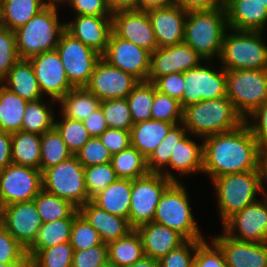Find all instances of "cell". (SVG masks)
Segmentation results:
<instances>
[{"instance_id":"6da1fadb","label":"cell","mask_w":267,"mask_h":267,"mask_svg":"<svg viewBox=\"0 0 267 267\" xmlns=\"http://www.w3.org/2000/svg\"><path fill=\"white\" fill-rule=\"evenodd\" d=\"M260 149L249 126L203 138V173L210 179L258 170Z\"/></svg>"},{"instance_id":"7a4b0ae2","label":"cell","mask_w":267,"mask_h":267,"mask_svg":"<svg viewBox=\"0 0 267 267\" xmlns=\"http://www.w3.org/2000/svg\"><path fill=\"white\" fill-rule=\"evenodd\" d=\"M182 123L189 134L203 139L239 128L245 119L225 96L185 107Z\"/></svg>"},{"instance_id":"3957f363","label":"cell","mask_w":267,"mask_h":267,"mask_svg":"<svg viewBox=\"0 0 267 267\" xmlns=\"http://www.w3.org/2000/svg\"><path fill=\"white\" fill-rule=\"evenodd\" d=\"M229 30L225 9L189 11L183 42L206 61L220 57L223 39Z\"/></svg>"},{"instance_id":"277c9868","label":"cell","mask_w":267,"mask_h":267,"mask_svg":"<svg viewBox=\"0 0 267 267\" xmlns=\"http://www.w3.org/2000/svg\"><path fill=\"white\" fill-rule=\"evenodd\" d=\"M58 5L48 4L25 25L15 30L16 50L20 59L55 50L65 22L58 19Z\"/></svg>"},{"instance_id":"5b68a950","label":"cell","mask_w":267,"mask_h":267,"mask_svg":"<svg viewBox=\"0 0 267 267\" xmlns=\"http://www.w3.org/2000/svg\"><path fill=\"white\" fill-rule=\"evenodd\" d=\"M223 39L220 65L227 70L267 69V45L263 31L229 29Z\"/></svg>"},{"instance_id":"8992f818","label":"cell","mask_w":267,"mask_h":267,"mask_svg":"<svg viewBox=\"0 0 267 267\" xmlns=\"http://www.w3.org/2000/svg\"><path fill=\"white\" fill-rule=\"evenodd\" d=\"M189 202L183 182H172L159 200L153 222L177 231L186 240H203Z\"/></svg>"},{"instance_id":"52a82bcc","label":"cell","mask_w":267,"mask_h":267,"mask_svg":"<svg viewBox=\"0 0 267 267\" xmlns=\"http://www.w3.org/2000/svg\"><path fill=\"white\" fill-rule=\"evenodd\" d=\"M222 224L234 213L258 200L261 192L259 170L231 173L211 180Z\"/></svg>"},{"instance_id":"ba28073f","label":"cell","mask_w":267,"mask_h":267,"mask_svg":"<svg viewBox=\"0 0 267 267\" xmlns=\"http://www.w3.org/2000/svg\"><path fill=\"white\" fill-rule=\"evenodd\" d=\"M227 97L246 120L267 102V69L227 70Z\"/></svg>"},{"instance_id":"9c48e42d","label":"cell","mask_w":267,"mask_h":267,"mask_svg":"<svg viewBox=\"0 0 267 267\" xmlns=\"http://www.w3.org/2000/svg\"><path fill=\"white\" fill-rule=\"evenodd\" d=\"M42 182L44 190L69 201L77 209L91 201L85 186L84 167L74 155L45 169Z\"/></svg>"},{"instance_id":"30bf717a","label":"cell","mask_w":267,"mask_h":267,"mask_svg":"<svg viewBox=\"0 0 267 267\" xmlns=\"http://www.w3.org/2000/svg\"><path fill=\"white\" fill-rule=\"evenodd\" d=\"M171 183L161 173L153 172L132 180L129 224L133 229L153 222L159 200Z\"/></svg>"},{"instance_id":"8fae6325","label":"cell","mask_w":267,"mask_h":267,"mask_svg":"<svg viewBox=\"0 0 267 267\" xmlns=\"http://www.w3.org/2000/svg\"><path fill=\"white\" fill-rule=\"evenodd\" d=\"M207 62L183 73L185 89L179 101L182 109L200 101L227 96L226 70L222 66L214 70L210 60Z\"/></svg>"},{"instance_id":"7c38bea8","label":"cell","mask_w":267,"mask_h":267,"mask_svg":"<svg viewBox=\"0 0 267 267\" xmlns=\"http://www.w3.org/2000/svg\"><path fill=\"white\" fill-rule=\"evenodd\" d=\"M73 87H85L101 55L64 31L55 48Z\"/></svg>"},{"instance_id":"4fadbf2b","label":"cell","mask_w":267,"mask_h":267,"mask_svg":"<svg viewBox=\"0 0 267 267\" xmlns=\"http://www.w3.org/2000/svg\"><path fill=\"white\" fill-rule=\"evenodd\" d=\"M42 189L41 170L11 163L0 171V209L32 201Z\"/></svg>"},{"instance_id":"5bb4252c","label":"cell","mask_w":267,"mask_h":267,"mask_svg":"<svg viewBox=\"0 0 267 267\" xmlns=\"http://www.w3.org/2000/svg\"><path fill=\"white\" fill-rule=\"evenodd\" d=\"M223 227V233L230 238L267 243V198L258 199L234 213L223 223Z\"/></svg>"},{"instance_id":"9a60e30c","label":"cell","mask_w":267,"mask_h":267,"mask_svg":"<svg viewBox=\"0 0 267 267\" xmlns=\"http://www.w3.org/2000/svg\"><path fill=\"white\" fill-rule=\"evenodd\" d=\"M150 52L112 32L101 57L110 65L131 74L138 81H148Z\"/></svg>"},{"instance_id":"2e32d148","label":"cell","mask_w":267,"mask_h":267,"mask_svg":"<svg viewBox=\"0 0 267 267\" xmlns=\"http://www.w3.org/2000/svg\"><path fill=\"white\" fill-rule=\"evenodd\" d=\"M138 82L134 76L110 65L101 57L85 87L102 101L126 98Z\"/></svg>"},{"instance_id":"e0dca14e","label":"cell","mask_w":267,"mask_h":267,"mask_svg":"<svg viewBox=\"0 0 267 267\" xmlns=\"http://www.w3.org/2000/svg\"><path fill=\"white\" fill-rule=\"evenodd\" d=\"M0 222L26 250L33 244L43 224L34 200L2 207Z\"/></svg>"},{"instance_id":"ac0fdd59","label":"cell","mask_w":267,"mask_h":267,"mask_svg":"<svg viewBox=\"0 0 267 267\" xmlns=\"http://www.w3.org/2000/svg\"><path fill=\"white\" fill-rule=\"evenodd\" d=\"M29 60L43 96L48 95L51 103L58 102L73 88L56 49L32 56Z\"/></svg>"},{"instance_id":"d6986e66","label":"cell","mask_w":267,"mask_h":267,"mask_svg":"<svg viewBox=\"0 0 267 267\" xmlns=\"http://www.w3.org/2000/svg\"><path fill=\"white\" fill-rule=\"evenodd\" d=\"M202 61L204 59L184 42L157 48L150 54L148 81L153 82L157 77L172 73H184L191 68L199 66Z\"/></svg>"},{"instance_id":"ffe728a7","label":"cell","mask_w":267,"mask_h":267,"mask_svg":"<svg viewBox=\"0 0 267 267\" xmlns=\"http://www.w3.org/2000/svg\"><path fill=\"white\" fill-rule=\"evenodd\" d=\"M113 32L153 53L157 48L155 33L148 13L138 10L118 11L112 14Z\"/></svg>"},{"instance_id":"44dd1931","label":"cell","mask_w":267,"mask_h":267,"mask_svg":"<svg viewBox=\"0 0 267 267\" xmlns=\"http://www.w3.org/2000/svg\"><path fill=\"white\" fill-rule=\"evenodd\" d=\"M65 31L102 55L113 32L112 16L75 15L65 22Z\"/></svg>"},{"instance_id":"7402d4cb","label":"cell","mask_w":267,"mask_h":267,"mask_svg":"<svg viewBox=\"0 0 267 267\" xmlns=\"http://www.w3.org/2000/svg\"><path fill=\"white\" fill-rule=\"evenodd\" d=\"M152 29L158 48L177 45L184 40L187 11L172 4L164 8L149 10Z\"/></svg>"},{"instance_id":"603a6c76","label":"cell","mask_w":267,"mask_h":267,"mask_svg":"<svg viewBox=\"0 0 267 267\" xmlns=\"http://www.w3.org/2000/svg\"><path fill=\"white\" fill-rule=\"evenodd\" d=\"M212 240L222 250L228 267H267V243L240 241L225 233Z\"/></svg>"},{"instance_id":"cb8c5ba5","label":"cell","mask_w":267,"mask_h":267,"mask_svg":"<svg viewBox=\"0 0 267 267\" xmlns=\"http://www.w3.org/2000/svg\"><path fill=\"white\" fill-rule=\"evenodd\" d=\"M228 28L236 31H266L267 8L254 0H225Z\"/></svg>"},{"instance_id":"d4e9b609","label":"cell","mask_w":267,"mask_h":267,"mask_svg":"<svg viewBox=\"0 0 267 267\" xmlns=\"http://www.w3.org/2000/svg\"><path fill=\"white\" fill-rule=\"evenodd\" d=\"M190 138L191 134L188 133L182 140L176 143L169 159V165L161 172L162 175L172 182H180V180L170 169L178 171V176L203 172V142L198 145V143H195Z\"/></svg>"},{"instance_id":"484cf974","label":"cell","mask_w":267,"mask_h":267,"mask_svg":"<svg viewBox=\"0 0 267 267\" xmlns=\"http://www.w3.org/2000/svg\"><path fill=\"white\" fill-rule=\"evenodd\" d=\"M136 230L141 237L145 256L158 261L186 241L177 231L155 222L143 224Z\"/></svg>"},{"instance_id":"4316f807","label":"cell","mask_w":267,"mask_h":267,"mask_svg":"<svg viewBox=\"0 0 267 267\" xmlns=\"http://www.w3.org/2000/svg\"><path fill=\"white\" fill-rule=\"evenodd\" d=\"M78 212L98 231L102 242L106 244L126 236L133 230L128 219L112 215L91 201L82 205Z\"/></svg>"},{"instance_id":"83f0119b","label":"cell","mask_w":267,"mask_h":267,"mask_svg":"<svg viewBox=\"0 0 267 267\" xmlns=\"http://www.w3.org/2000/svg\"><path fill=\"white\" fill-rule=\"evenodd\" d=\"M3 82L6 88L28 102L44 98L29 59H19Z\"/></svg>"},{"instance_id":"f1b7e54d","label":"cell","mask_w":267,"mask_h":267,"mask_svg":"<svg viewBox=\"0 0 267 267\" xmlns=\"http://www.w3.org/2000/svg\"><path fill=\"white\" fill-rule=\"evenodd\" d=\"M131 190L132 180L118 178L95 195L91 202L98 208L129 221Z\"/></svg>"},{"instance_id":"f546056e","label":"cell","mask_w":267,"mask_h":267,"mask_svg":"<svg viewBox=\"0 0 267 267\" xmlns=\"http://www.w3.org/2000/svg\"><path fill=\"white\" fill-rule=\"evenodd\" d=\"M175 124L160 120H148L133 124L130 130L131 146L146 159L158 147Z\"/></svg>"},{"instance_id":"4dcf8cb0","label":"cell","mask_w":267,"mask_h":267,"mask_svg":"<svg viewBox=\"0 0 267 267\" xmlns=\"http://www.w3.org/2000/svg\"><path fill=\"white\" fill-rule=\"evenodd\" d=\"M100 102L86 87H73L57 104L61 116L83 122L100 107Z\"/></svg>"},{"instance_id":"1f68e13d","label":"cell","mask_w":267,"mask_h":267,"mask_svg":"<svg viewBox=\"0 0 267 267\" xmlns=\"http://www.w3.org/2000/svg\"><path fill=\"white\" fill-rule=\"evenodd\" d=\"M41 135L18 131L11 133V159L16 165L40 170Z\"/></svg>"},{"instance_id":"d6a6232c","label":"cell","mask_w":267,"mask_h":267,"mask_svg":"<svg viewBox=\"0 0 267 267\" xmlns=\"http://www.w3.org/2000/svg\"><path fill=\"white\" fill-rule=\"evenodd\" d=\"M107 246L108 261L117 267L132 265L145 256L142 240L136 229L124 237L109 242Z\"/></svg>"},{"instance_id":"836d02e7","label":"cell","mask_w":267,"mask_h":267,"mask_svg":"<svg viewBox=\"0 0 267 267\" xmlns=\"http://www.w3.org/2000/svg\"><path fill=\"white\" fill-rule=\"evenodd\" d=\"M47 5L45 0H5L0 9L2 26L15 31Z\"/></svg>"},{"instance_id":"e575fe53","label":"cell","mask_w":267,"mask_h":267,"mask_svg":"<svg viewBox=\"0 0 267 267\" xmlns=\"http://www.w3.org/2000/svg\"><path fill=\"white\" fill-rule=\"evenodd\" d=\"M28 101L10 91L4 85L0 90V131H21L22 119Z\"/></svg>"},{"instance_id":"d590c367","label":"cell","mask_w":267,"mask_h":267,"mask_svg":"<svg viewBox=\"0 0 267 267\" xmlns=\"http://www.w3.org/2000/svg\"><path fill=\"white\" fill-rule=\"evenodd\" d=\"M29 267H72L73 248L70 242L46 249H27Z\"/></svg>"},{"instance_id":"8d00e7d4","label":"cell","mask_w":267,"mask_h":267,"mask_svg":"<svg viewBox=\"0 0 267 267\" xmlns=\"http://www.w3.org/2000/svg\"><path fill=\"white\" fill-rule=\"evenodd\" d=\"M43 98L36 101H29L25 108L22 119L23 132H30L43 135L46 131L54 128L56 115L51 105L43 103Z\"/></svg>"},{"instance_id":"74e56055","label":"cell","mask_w":267,"mask_h":267,"mask_svg":"<svg viewBox=\"0 0 267 267\" xmlns=\"http://www.w3.org/2000/svg\"><path fill=\"white\" fill-rule=\"evenodd\" d=\"M33 200L43 223L74 218V215L78 212V209L69 201L49 193L44 189Z\"/></svg>"},{"instance_id":"f35d334b","label":"cell","mask_w":267,"mask_h":267,"mask_svg":"<svg viewBox=\"0 0 267 267\" xmlns=\"http://www.w3.org/2000/svg\"><path fill=\"white\" fill-rule=\"evenodd\" d=\"M111 164L121 179L134 180L149 173L147 159L131 145L112 155Z\"/></svg>"},{"instance_id":"ab89813d","label":"cell","mask_w":267,"mask_h":267,"mask_svg":"<svg viewBox=\"0 0 267 267\" xmlns=\"http://www.w3.org/2000/svg\"><path fill=\"white\" fill-rule=\"evenodd\" d=\"M40 170L57 165L71 158L73 154L62 140L60 133L54 127L41 135Z\"/></svg>"},{"instance_id":"60d3db41","label":"cell","mask_w":267,"mask_h":267,"mask_svg":"<svg viewBox=\"0 0 267 267\" xmlns=\"http://www.w3.org/2000/svg\"><path fill=\"white\" fill-rule=\"evenodd\" d=\"M126 100L134 124L151 120L154 100L153 82L139 81L132 89V92L126 97Z\"/></svg>"},{"instance_id":"b9f144b4","label":"cell","mask_w":267,"mask_h":267,"mask_svg":"<svg viewBox=\"0 0 267 267\" xmlns=\"http://www.w3.org/2000/svg\"><path fill=\"white\" fill-rule=\"evenodd\" d=\"M74 218H65L43 223L36 239L28 249H46L60 243L70 242Z\"/></svg>"},{"instance_id":"7bdbcfd3","label":"cell","mask_w":267,"mask_h":267,"mask_svg":"<svg viewBox=\"0 0 267 267\" xmlns=\"http://www.w3.org/2000/svg\"><path fill=\"white\" fill-rule=\"evenodd\" d=\"M187 134L188 131L183 123L174 125L167 136L147 158L149 172L161 173L169 165V159L176 143L182 140Z\"/></svg>"},{"instance_id":"ee69618b","label":"cell","mask_w":267,"mask_h":267,"mask_svg":"<svg viewBox=\"0 0 267 267\" xmlns=\"http://www.w3.org/2000/svg\"><path fill=\"white\" fill-rule=\"evenodd\" d=\"M100 107L108 128L131 130L134 123L126 98L102 100Z\"/></svg>"},{"instance_id":"f6af8a7d","label":"cell","mask_w":267,"mask_h":267,"mask_svg":"<svg viewBox=\"0 0 267 267\" xmlns=\"http://www.w3.org/2000/svg\"><path fill=\"white\" fill-rule=\"evenodd\" d=\"M102 243L98 231L77 212L74 215L70 234V244L73 251L86 250Z\"/></svg>"},{"instance_id":"bcb514c9","label":"cell","mask_w":267,"mask_h":267,"mask_svg":"<svg viewBox=\"0 0 267 267\" xmlns=\"http://www.w3.org/2000/svg\"><path fill=\"white\" fill-rule=\"evenodd\" d=\"M85 186L91 200L95 195L118 179L110 163L84 167Z\"/></svg>"},{"instance_id":"7dc6e473","label":"cell","mask_w":267,"mask_h":267,"mask_svg":"<svg viewBox=\"0 0 267 267\" xmlns=\"http://www.w3.org/2000/svg\"><path fill=\"white\" fill-rule=\"evenodd\" d=\"M55 120L54 127L73 155L90 139V135L82 121L65 118Z\"/></svg>"},{"instance_id":"c3c4849f","label":"cell","mask_w":267,"mask_h":267,"mask_svg":"<svg viewBox=\"0 0 267 267\" xmlns=\"http://www.w3.org/2000/svg\"><path fill=\"white\" fill-rule=\"evenodd\" d=\"M152 120L166 121L175 125L182 123L183 121V109L180 102L177 99L156 90L155 85Z\"/></svg>"},{"instance_id":"681fc988","label":"cell","mask_w":267,"mask_h":267,"mask_svg":"<svg viewBox=\"0 0 267 267\" xmlns=\"http://www.w3.org/2000/svg\"><path fill=\"white\" fill-rule=\"evenodd\" d=\"M0 263L29 264L26 249L0 222Z\"/></svg>"},{"instance_id":"f907efd6","label":"cell","mask_w":267,"mask_h":267,"mask_svg":"<svg viewBox=\"0 0 267 267\" xmlns=\"http://www.w3.org/2000/svg\"><path fill=\"white\" fill-rule=\"evenodd\" d=\"M74 156L83 167L110 163L112 158V155L99 137H90Z\"/></svg>"},{"instance_id":"816d5d0a","label":"cell","mask_w":267,"mask_h":267,"mask_svg":"<svg viewBox=\"0 0 267 267\" xmlns=\"http://www.w3.org/2000/svg\"><path fill=\"white\" fill-rule=\"evenodd\" d=\"M16 50V35L15 32L7 27H0V80H4L13 67L19 60Z\"/></svg>"},{"instance_id":"f5cc1de1","label":"cell","mask_w":267,"mask_h":267,"mask_svg":"<svg viewBox=\"0 0 267 267\" xmlns=\"http://www.w3.org/2000/svg\"><path fill=\"white\" fill-rule=\"evenodd\" d=\"M202 240H186L178 248L162 257L159 267H193L197 245Z\"/></svg>"},{"instance_id":"db71d44e","label":"cell","mask_w":267,"mask_h":267,"mask_svg":"<svg viewBox=\"0 0 267 267\" xmlns=\"http://www.w3.org/2000/svg\"><path fill=\"white\" fill-rule=\"evenodd\" d=\"M203 239L196 247L193 267H228L220 247L211 239Z\"/></svg>"},{"instance_id":"11a10c76","label":"cell","mask_w":267,"mask_h":267,"mask_svg":"<svg viewBox=\"0 0 267 267\" xmlns=\"http://www.w3.org/2000/svg\"><path fill=\"white\" fill-rule=\"evenodd\" d=\"M108 261L106 243L86 250L73 251L72 267H100Z\"/></svg>"},{"instance_id":"9f6ffc18","label":"cell","mask_w":267,"mask_h":267,"mask_svg":"<svg viewBox=\"0 0 267 267\" xmlns=\"http://www.w3.org/2000/svg\"><path fill=\"white\" fill-rule=\"evenodd\" d=\"M245 123L256 139L260 151L267 150V102L250 114Z\"/></svg>"},{"instance_id":"6f0895ef","label":"cell","mask_w":267,"mask_h":267,"mask_svg":"<svg viewBox=\"0 0 267 267\" xmlns=\"http://www.w3.org/2000/svg\"><path fill=\"white\" fill-rule=\"evenodd\" d=\"M153 84L156 90L180 101L183 97L185 82L183 73H172L157 77Z\"/></svg>"},{"instance_id":"680465c9","label":"cell","mask_w":267,"mask_h":267,"mask_svg":"<svg viewBox=\"0 0 267 267\" xmlns=\"http://www.w3.org/2000/svg\"><path fill=\"white\" fill-rule=\"evenodd\" d=\"M99 138L111 155L117 154L131 145L129 130L107 128Z\"/></svg>"},{"instance_id":"91938a15","label":"cell","mask_w":267,"mask_h":267,"mask_svg":"<svg viewBox=\"0 0 267 267\" xmlns=\"http://www.w3.org/2000/svg\"><path fill=\"white\" fill-rule=\"evenodd\" d=\"M67 4L75 15L112 16L105 0H69Z\"/></svg>"},{"instance_id":"94428289","label":"cell","mask_w":267,"mask_h":267,"mask_svg":"<svg viewBox=\"0 0 267 267\" xmlns=\"http://www.w3.org/2000/svg\"><path fill=\"white\" fill-rule=\"evenodd\" d=\"M187 12L225 9V0H172Z\"/></svg>"},{"instance_id":"6125c7cd","label":"cell","mask_w":267,"mask_h":267,"mask_svg":"<svg viewBox=\"0 0 267 267\" xmlns=\"http://www.w3.org/2000/svg\"><path fill=\"white\" fill-rule=\"evenodd\" d=\"M83 124L91 137H99L108 128L101 107L85 118Z\"/></svg>"},{"instance_id":"be15d7a7","label":"cell","mask_w":267,"mask_h":267,"mask_svg":"<svg viewBox=\"0 0 267 267\" xmlns=\"http://www.w3.org/2000/svg\"><path fill=\"white\" fill-rule=\"evenodd\" d=\"M11 163V133L0 131V171Z\"/></svg>"},{"instance_id":"e7e4bbea","label":"cell","mask_w":267,"mask_h":267,"mask_svg":"<svg viewBox=\"0 0 267 267\" xmlns=\"http://www.w3.org/2000/svg\"><path fill=\"white\" fill-rule=\"evenodd\" d=\"M111 14L118 11L137 10L138 0H105Z\"/></svg>"},{"instance_id":"03108f58","label":"cell","mask_w":267,"mask_h":267,"mask_svg":"<svg viewBox=\"0 0 267 267\" xmlns=\"http://www.w3.org/2000/svg\"><path fill=\"white\" fill-rule=\"evenodd\" d=\"M258 170L260 173L261 194L267 198V189L265 186V183L267 185V150L260 151L259 153Z\"/></svg>"},{"instance_id":"003e7915","label":"cell","mask_w":267,"mask_h":267,"mask_svg":"<svg viewBox=\"0 0 267 267\" xmlns=\"http://www.w3.org/2000/svg\"><path fill=\"white\" fill-rule=\"evenodd\" d=\"M172 4V0H138L137 10L148 12L149 10L164 8Z\"/></svg>"},{"instance_id":"a7ac6f4b","label":"cell","mask_w":267,"mask_h":267,"mask_svg":"<svg viewBox=\"0 0 267 267\" xmlns=\"http://www.w3.org/2000/svg\"><path fill=\"white\" fill-rule=\"evenodd\" d=\"M126 267H159L158 260L144 256L142 259Z\"/></svg>"},{"instance_id":"89a4df30","label":"cell","mask_w":267,"mask_h":267,"mask_svg":"<svg viewBox=\"0 0 267 267\" xmlns=\"http://www.w3.org/2000/svg\"><path fill=\"white\" fill-rule=\"evenodd\" d=\"M0 267H29V264H2L0 263Z\"/></svg>"},{"instance_id":"2644e50d","label":"cell","mask_w":267,"mask_h":267,"mask_svg":"<svg viewBox=\"0 0 267 267\" xmlns=\"http://www.w3.org/2000/svg\"><path fill=\"white\" fill-rule=\"evenodd\" d=\"M48 4H56L60 6L59 4H62V0H45Z\"/></svg>"},{"instance_id":"8c879c8a","label":"cell","mask_w":267,"mask_h":267,"mask_svg":"<svg viewBox=\"0 0 267 267\" xmlns=\"http://www.w3.org/2000/svg\"><path fill=\"white\" fill-rule=\"evenodd\" d=\"M100 267H117L116 265L112 264L111 262L107 261L105 264H103Z\"/></svg>"},{"instance_id":"753ad0ef","label":"cell","mask_w":267,"mask_h":267,"mask_svg":"<svg viewBox=\"0 0 267 267\" xmlns=\"http://www.w3.org/2000/svg\"><path fill=\"white\" fill-rule=\"evenodd\" d=\"M254 1L263 4L267 8V0H254Z\"/></svg>"},{"instance_id":"34e18365","label":"cell","mask_w":267,"mask_h":267,"mask_svg":"<svg viewBox=\"0 0 267 267\" xmlns=\"http://www.w3.org/2000/svg\"><path fill=\"white\" fill-rule=\"evenodd\" d=\"M5 0H0V9L2 8Z\"/></svg>"},{"instance_id":"11e5206c","label":"cell","mask_w":267,"mask_h":267,"mask_svg":"<svg viewBox=\"0 0 267 267\" xmlns=\"http://www.w3.org/2000/svg\"><path fill=\"white\" fill-rule=\"evenodd\" d=\"M3 85H4L3 80H0V90H1V88H2Z\"/></svg>"},{"instance_id":"2a66077c","label":"cell","mask_w":267,"mask_h":267,"mask_svg":"<svg viewBox=\"0 0 267 267\" xmlns=\"http://www.w3.org/2000/svg\"><path fill=\"white\" fill-rule=\"evenodd\" d=\"M69 0H62V4H66ZM64 2V3H63Z\"/></svg>"},{"instance_id":"b9fcfbb0","label":"cell","mask_w":267,"mask_h":267,"mask_svg":"<svg viewBox=\"0 0 267 267\" xmlns=\"http://www.w3.org/2000/svg\"><path fill=\"white\" fill-rule=\"evenodd\" d=\"M2 26V23H1V10H0V27Z\"/></svg>"}]
</instances>
